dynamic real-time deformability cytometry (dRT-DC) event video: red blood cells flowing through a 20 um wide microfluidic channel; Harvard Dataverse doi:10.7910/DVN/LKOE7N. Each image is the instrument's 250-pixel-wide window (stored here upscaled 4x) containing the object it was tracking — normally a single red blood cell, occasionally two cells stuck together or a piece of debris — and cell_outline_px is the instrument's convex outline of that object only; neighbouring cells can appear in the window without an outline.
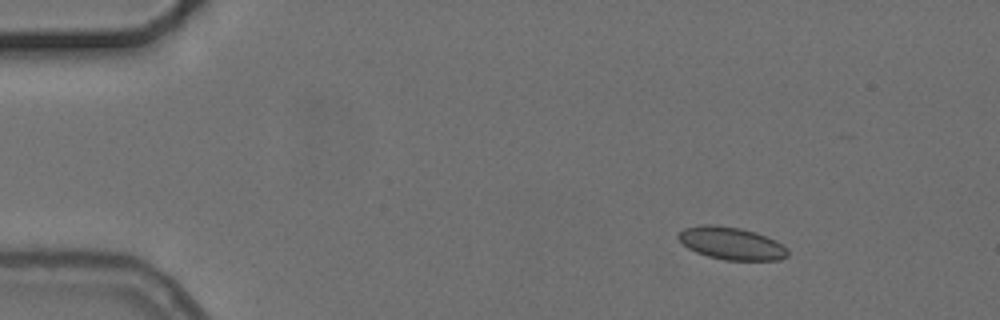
{"species": "common noctule bat (a hibernating species)", "species_latin": "Nyctalus noctula", "temperature_condition": "cold", "stored_images_in_passage": 7, "camera_frame_rate_fps": 3000, "um_per_image_px": 0.085, "animal": {"sex": "female", "body_mass_g": 24.6, "forearm_length_mm": 56.2}, "frame": {"image": 1, "passage_image": 1, "time_ms": 0.0, "image_size_px": [1000, 320], "cell_outline_px": [[788, 256], [780, 260], [724, 260], [708, 256], [696, 252], [688, 248], [676, 236], [684, 228], [700, 224], [716, 224], [740, 228], [756, 232], [776, 240], [788, 248]], "centroid_in_image_um": [62.18, 20.67], "position_along_channel_um": 22.8, "area_um2": 20.92}}
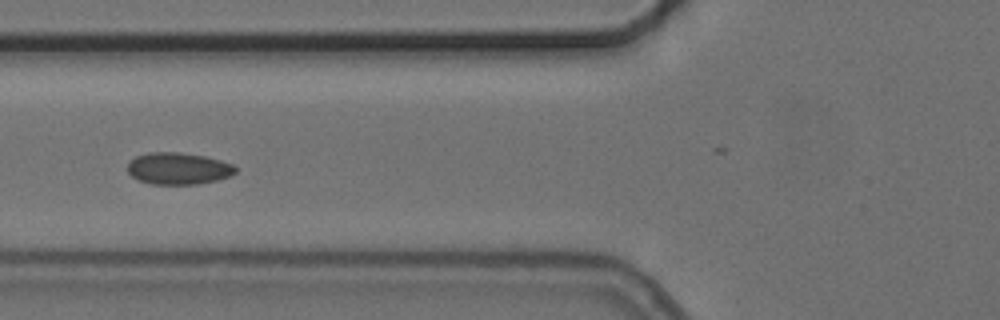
{"frame": {"image": 2, "passage_image": 5, "time_ms": 4.667, "image_size_px": [1000, 320], "cell_outline_px": [[236, 172], [232, 176], [216, 180], [196, 184], [152, 184], [140, 180], [132, 176], [128, 172], [128, 160], [136, 156], [148, 152], [176, 152], [204, 156], [220, 160], [232, 164], [236, 168]], "centroid_in_image_um": [15.15, 14.32], "position_along_channel_um": 110.7, "area_um2": 20.0}}
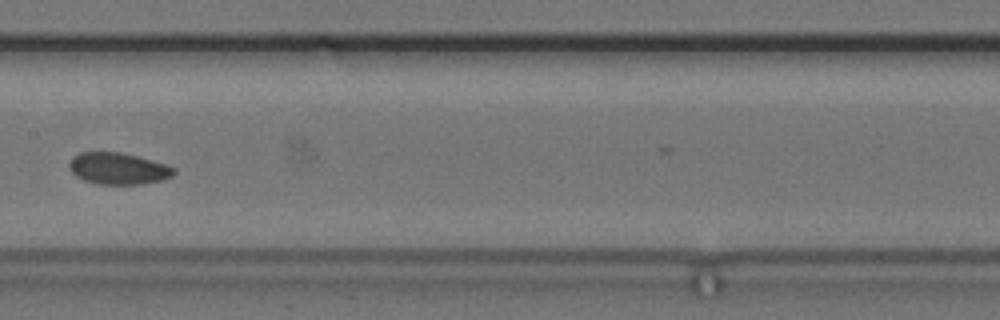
{"frame": {"image": 3, "passage_image": 7, "time_ms": 7.0, "image_size_px": [1000, 320], "cell_outline_px": [[176, 172], [172, 176], [160, 180], [140, 184], [96, 184], [84, 180], [76, 176], [72, 172], [68, 164], [72, 156], [80, 152], [120, 152], [136, 156], [164, 164], [176, 168]], "centroid_in_image_um": [10.01, 14.32], "position_along_channel_um": 197.4, "area_um2": 19.19}}